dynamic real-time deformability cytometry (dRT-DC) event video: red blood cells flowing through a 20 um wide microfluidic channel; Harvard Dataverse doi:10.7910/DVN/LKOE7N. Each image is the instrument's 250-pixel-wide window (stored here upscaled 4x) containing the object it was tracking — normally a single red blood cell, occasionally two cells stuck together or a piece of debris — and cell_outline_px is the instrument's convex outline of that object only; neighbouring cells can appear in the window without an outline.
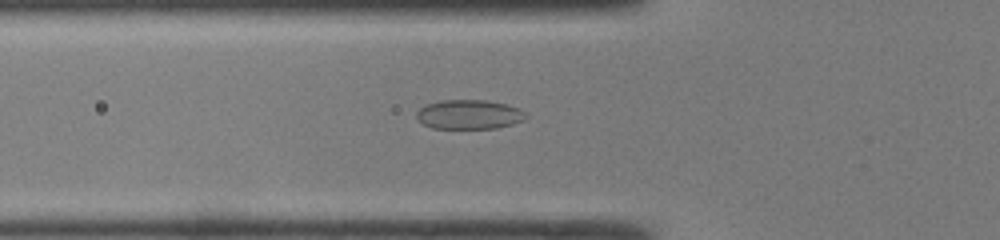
{"species": "common noctule bat (a hibernating species)", "species_latin": "Nyctalus noctula", "temperature_condition": "room temperature", "stored_images_in_passage": 34, "camera_frame_rate_fps": 3000, "um_per_image_px": 0.085, "animal": {"sex": "male", "body_mass_g": 19.0, "forearm_length_mm": 50.8}, "frame": {"image": 1, "passage_image": 4, "time_ms": 1.0, "image_size_px": [1000, 240], "cell_outline_px": [[528, 116], [524, 120], [512, 124], [496, 128], [432, 128], [424, 124], [416, 116], [416, 112], [420, 108], [428, 104], [440, 100], [484, 100], [508, 104], [520, 108], [528, 112]], "centroid_in_image_um": [39.93, 9.72], "position_along_channel_um": 85.9, "area_um2": 18.79}}
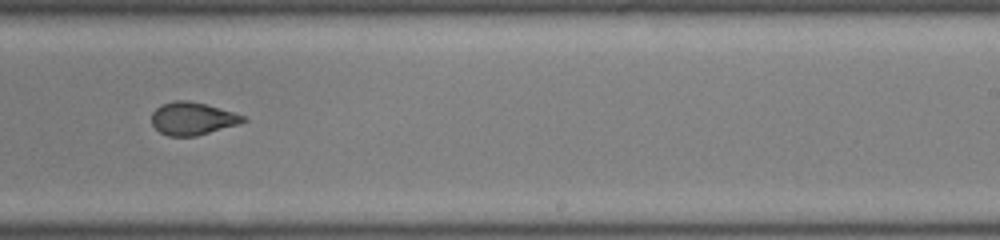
{"frame": {"image": 2, "passage_image": 17, "time_ms": 5.333, "image_size_px": [1000, 240], "cell_outline_px": [[248, 120], [236, 124], [196, 136], [168, 136], [160, 132], [152, 124], [152, 112], [160, 104], [172, 100], [188, 100], [204, 104], [248, 116]], "centroid_in_image_um": [16.34, 10.06], "position_along_channel_um": 272.7, "area_um2": 17.4}}
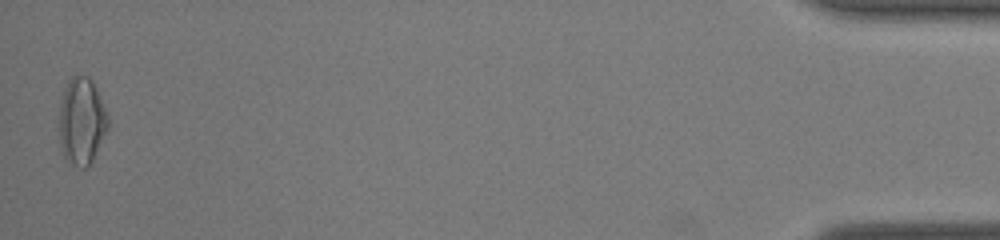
{"frame": {"image": 3, "passage_image": 34, "time_ms": 11.0, "image_size_px": [1000, 240], "cell_outline_px": [[108, 128], [92, 160], [84, 168], [80, 168], [72, 164], [64, 156], [60, 144], [56, 128], [60, 104], [64, 88], [68, 80], [76, 72], [88, 76], [92, 80], [96, 88], [108, 116]], "centroid_in_image_um": [6.89, 10.25], "position_along_channel_um": 428.3, "area_um2": 25.2}, "authors_computed_cell_mechanics": {"area_um2": 18.6405, "velocity_mm_per_s": 4.3112, "shape_relaxation_time_tau1_ms": 10.7854, "shape_relaxation_time_tau2_ms": 1.3912, "deformation_change_tau1": 0.2387, "deformation_change_tau2": 0.0614}}